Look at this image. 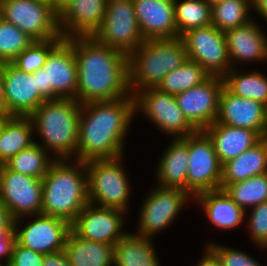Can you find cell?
I'll list each match as a JSON object with an SVG mask.
<instances>
[{"label":"cell","instance_id":"1","mask_svg":"<svg viewBox=\"0 0 267 266\" xmlns=\"http://www.w3.org/2000/svg\"><path fill=\"white\" fill-rule=\"evenodd\" d=\"M71 46L77 60V101L114 100L131 94L128 55L92 36L72 37Z\"/></svg>","mask_w":267,"mask_h":266},{"label":"cell","instance_id":"2","mask_svg":"<svg viewBox=\"0 0 267 266\" xmlns=\"http://www.w3.org/2000/svg\"><path fill=\"white\" fill-rule=\"evenodd\" d=\"M135 115L132 94L81 104L76 160L87 162L123 156L124 137Z\"/></svg>","mask_w":267,"mask_h":266},{"label":"cell","instance_id":"3","mask_svg":"<svg viewBox=\"0 0 267 266\" xmlns=\"http://www.w3.org/2000/svg\"><path fill=\"white\" fill-rule=\"evenodd\" d=\"M68 161L55 158L42 178L41 214L59 217L71 224L89 201L86 162L76 160L73 165Z\"/></svg>","mask_w":267,"mask_h":266},{"label":"cell","instance_id":"4","mask_svg":"<svg viewBox=\"0 0 267 266\" xmlns=\"http://www.w3.org/2000/svg\"><path fill=\"white\" fill-rule=\"evenodd\" d=\"M188 59L181 37L145 40L128 55L129 89L134 96L157 88L167 73Z\"/></svg>","mask_w":267,"mask_h":266},{"label":"cell","instance_id":"5","mask_svg":"<svg viewBox=\"0 0 267 266\" xmlns=\"http://www.w3.org/2000/svg\"><path fill=\"white\" fill-rule=\"evenodd\" d=\"M80 111L81 103L76 99L58 98L46 100L29 116L35 134L43 138L44 149L55 153L57 160L76 155Z\"/></svg>","mask_w":267,"mask_h":266},{"label":"cell","instance_id":"6","mask_svg":"<svg viewBox=\"0 0 267 266\" xmlns=\"http://www.w3.org/2000/svg\"><path fill=\"white\" fill-rule=\"evenodd\" d=\"M121 159L122 156L86 162L89 203L124 212L128 210L130 187L126 172L120 166Z\"/></svg>","mask_w":267,"mask_h":266},{"label":"cell","instance_id":"7","mask_svg":"<svg viewBox=\"0 0 267 266\" xmlns=\"http://www.w3.org/2000/svg\"><path fill=\"white\" fill-rule=\"evenodd\" d=\"M38 89L47 99H76L77 60L71 38H63L48 54L43 68L33 73Z\"/></svg>","mask_w":267,"mask_h":266},{"label":"cell","instance_id":"8","mask_svg":"<svg viewBox=\"0 0 267 266\" xmlns=\"http://www.w3.org/2000/svg\"><path fill=\"white\" fill-rule=\"evenodd\" d=\"M0 17L14 24L35 41L63 39L59 16L44 0H2Z\"/></svg>","mask_w":267,"mask_h":266},{"label":"cell","instance_id":"9","mask_svg":"<svg viewBox=\"0 0 267 266\" xmlns=\"http://www.w3.org/2000/svg\"><path fill=\"white\" fill-rule=\"evenodd\" d=\"M92 37L126 55L142 44L145 39L138 25L133 0H108L104 21Z\"/></svg>","mask_w":267,"mask_h":266},{"label":"cell","instance_id":"10","mask_svg":"<svg viewBox=\"0 0 267 266\" xmlns=\"http://www.w3.org/2000/svg\"><path fill=\"white\" fill-rule=\"evenodd\" d=\"M188 152L187 192L194 199L202 192L219 190L223 165L204 130L188 135Z\"/></svg>","mask_w":267,"mask_h":266},{"label":"cell","instance_id":"11","mask_svg":"<svg viewBox=\"0 0 267 266\" xmlns=\"http://www.w3.org/2000/svg\"><path fill=\"white\" fill-rule=\"evenodd\" d=\"M42 179L23 175L0 165V202L6 207L18 225L25 216L41 214Z\"/></svg>","mask_w":267,"mask_h":266},{"label":"cell","instance_id":"12","mask_svg":"<svg viewBox=\"0 0 267 266\" xmlns=\"http://www.w3.org/2000/svg\"><path fill=\"white\" fill-rule=\"evenodd\" d=\"M188 59L197 62L211 76L223 77L230 69V60L223 31L212 24L187 30L180 36Z\"/></svg>","mask_w":267,"mask_h":266},{"label":"cell","instance_id":"13","mask_svg":"<svg viewBox=\"0 0 267 266\" xmlns=\"http://www.w3.org/2000/svg\"><path fill=\"white\" fill-rule=\"evenodd\" d=\"M135 112L141 111L168 135L184 138L196 129L188 122L178 107L175 95L147 88L134 95Z\"/></svg>","mask_w":267,"mask_h":266},{"label":"cell","instance_id":"14","mask_svg":"<svg viewBox=\"0 0 267 266\" xmlns=\"http://www.w3.org/2000/svg\"><path fill=\"white\" fill-rule=\"evenodd\" d=\"M3 76V112L8 116L29 117L47 99L38 89L37 77L12 62L0 64Z\"/></svg>","mask_w":267,"mask_h":266},{"label":"cell","instance_id":"15","mask_svg":"<svg viewBox=\"0 0 267 266\" xmlns=\"http://www.w3.org/2000/svg\"><path fill=\"white\" fill-rule=\"evenodd\" d=\"M148 195L140 209L136 235L152 238L170 225L191 195L183 189L161 186Z\"/></svg>","mask_w":267,"mask_h":266},{"label":"cell","instance_id":"16","mask_svg":"<svg viewBox=\"0 0 267 266\" xmlns=\"http://www.w3.org/2000/svg\"><path fill=\"white\" fill-rule=\"evenodd\" d=\"M223 87V77L210 76L203 83L175 95L178 107L196 130H204L216 121Z\"/></svg>","mask_w":267,"mask_h":266},{"label":"cell","instance_id":"17","mask_svg":"<svg viewBox=\"0 0 267 266\" xmlns=\"http://www.w3.org/2000/svg\"><path fill=\"white\" fill-rule=\"evenodd\" d=\"M123 213L119 209L88 203L71 223V230L85 240L114 246L128 233L122 228L125 223Z\"/></svg>","mask_w":267,"mask_h":266},{"label":"cell","instance_id":"18","mask_svg":"<svg viewBox=\"0 0 267 266\" xmlns=\"http://www.w3.org/2000/svg\"><path fill=\"white\" fill-rule=\"evenodd\" d=\"M35 217L22 230L14 225L15 240L43 255L64 250L71 224L55 216L38 214Z\"/></svg>","mask_w":267,"mask_h":266},{"label":"cell","instance_id":"19","mask_svg":"<svg viewBox=\"0 0 267 266\" xmlns=\"http://www.w3.org/2000/svg\"><path fill=\"white\" fill-rule=\"evenodd\" d=\"M266 116V105L242 98L223 87L219 98L217 123L233 127L247 128L263 136Z\"/></svg>","mask_w":267,"mask_h":266},{"label":"cell","instance_id":"20","mask_svg":"<svg viewBox=\"0 0 267 266\" xmlns=\"http://www.w3.org/2000/svg\"><path fill=\"white\" fill-rule=\"evenodd\" d=\"M133 7L145 40L177 37L174 0H133Z\"/></svg>","mask_w":267,"mask_h":266},{"label":"cell","instance_id":"21","mask_svg":"<svg viewBox=\"0 0 267 266\" xmlns=\"http://www.w3.org/2000/svg\"><path fill=\"white\" fill-rule=\"evenodd\" d=\"M108 0H74L59 16L63 38L91 37L105 18Z\"/></svg>","mask_w":267,"mask_h":266},{"label":"cell","instance_id":"22","mask_svg":"<svg viewBox=\"0 0 267 266\" xmlns=\"http://www.w3.org/2000/svg\"><path fill=\"white\" fill-rule=\"evenodd\" d=\"M261 30L258 24L251 20L243 26L224 32L232 68L238 62L266 61L267 37Z\"/></svg>","mask_w":267,"mask_h":266},{"label":"cell","instance_id":"23","mask_svg":"<svg viewBox=\"0 0 267 266\" xmlns=\"http://www.w3.org/2000/svg\"><path fill=\"white\" fill-rule=\"evenodd\" d=\"M204 131L211 138L222 165L236 158L262 139L254 130L224 125L216 121Z\"/></svg>","mask_w":267,"mask_h":266},{"label":"cell","instance_id":"24","mask_svg":"<svg viewBox=\"0 0 267 266\" xmlns=\"http://www.w3.org/2000/svg\"><path fill=\"white\" fill-rule=\"evenodd\" d=\"M188 158V135L184 138L175 137L159 161L156 170L158 186L187 191Z\"/></svg>","mask_w":267,"mask_h":266},{"label":"cell","instance_id":"25","mask_svg":"<svg viewBox=\"0 0 267 266\" xmlns=\"http://www.w3.org/2000/svg\"><path fill=\"white\" fill-rule=\"evenodd\" d=\"M267 173V140L262 138L254 146L222 166L220 189L228 184L244 181Z\"/></svg>","mask_w":267,"mask_h":266},{"label":"cell","instance_id":"26","mask_svg":"<svg viewBox=\"0 0 267 266\" xmlns=\"http://www.w3.org/2000/svg\"><path fill=\"white\" fill-rule=\"evenodd\" d=\"M204 209L208 220L220 230L241 225L246 212L222 190L205 191L194 197Z\"/></svg>","mask_w":267,"mask_h":266},{"label":"cell","instance_id":"27","mask_svg":"<svg viewBox=\"0 0 267 266\" xmlns=\"http://www.w3.org/2000/svg\"><path fill=\"white\" fill-rule=\"evenodd\" d=\"M64 252L72 266H113L114 246L88 241L70 230Z\"/></svg>","mask_w":267,"mask_h":266},{"label":"cell","instance_id":"28","mask_svg":"<svg viewBox=\"0 0 267 266\" xmlns=\"http://www.w3.org/2000/svg\"><path fill=\"white\" fill-rule=\"evenodd\" d=\"M152 238L127 233L114 245L115 266H160Z\"/></svg>","mask_w":267,"mask_h":266},{"label":"cell","instance_id":"29","mask_svg":"<svg viewBox=\"0 0 267 266\" xmlns=\"http://www.w3.org/2000/svg\"><path fill=\"white\" fill-rule=\"evenodd\" d=\"M33 132V123L29 117L10 116L4 122L0 134V165L34 144L31 138Z\"/></svg>","mask_w":267,"mask_h":266},{"label":"cell","instance_id":"30","mask_svg":"<svg viewBox=\"0 0 267 266\" xmlns=\"http://www.w3.org/2000/svg\"><path fill=\"white\" fill-rule=\"evenodd\" d=\"M223 80L224 86L233 94L267 106V77L261 72L240 73L233 67L223 76Z\"/></svg>","mask_w":267,"mask_h":266},{"label":"cell","instance_id":"31","mask_svg":"<svg viewBox=\"0 0 267 266\" xmlns=\"http://www.w3.org/2000/svg\"><path fill=\"white\" fill-rule=\"evenodd\" d=\"M42 143L35 142L30 147L21 150L4 164L15 172L42 179L48 172L49 166L55 160L49 158Z\"/></svg>","mask_w":267,"mask_h":266},{"label":"cell","instance_id":"32","mask_svg":"<svg viewBox=\"0 0 267 266\" xmlns=\"http://www.w3.org/2000/svg\"><path fill=\"white\" fill-rule=\"evenodd\" d=\"M210 76L197 62L187 59L180 67L167 73L157 88L162 92L177 95L203 83Z\"/></svg>","mask_w":267,"mask_h":266},{"label":"cell","instance_id":"33","mask_svg":"<svg viewBox=\"0 0 267 266\" xmlns=\"http://www.w3.org/2000/svg\"><path fill=\"white\" fill-rule=\"evenodd\" d=\"M174 14L180 37L189 29L211 25L212 6L205 0H174Z\"/></svg>","mask_w":267,"mask_h":266},{"label":"cell","instance_id":"34","mask_svg":"<svg viewBox=\"0 0 267 266\" xmlns=\"http://www.w3.org/2000/svg\"><path fill=\"white\" fill-rule=\"evenodd\" d=\"M250 0H224L212 6L211 24L225 32L251 21L249 9Z\"/></svg>","mask_w":267,"mask_h":266},{"label":"cell","instance_id":"35","mask_svg":"<svg viewBox=\"0 0 267 266\" xmlns=\"http://www.w3.org/2000/svg\"><path fill=\"white\" fill-rule=\"evenodd\" d=\"M223 190L246 212L249 207L267 201V173L228 184Z\"/></svg>","mask_w":267,"mask_h":266},{"label":"cell","instance_id":"36","mask_svg":"<svg viewBox=\"0 0 267 266\" xmlns=\"http://www.w3.org/2000/svg\"><path fill=\"white\" fill-rule=\"evenodd\" d=\"M35 40L0 17V64L12 62Z\"/></svg>","mask_w":267,"mask_h":266},{"label":"cell","instance_id":"37","mask_svg":"<svg viewBox=\"0 0 267 266\" xmlns=\"http://www.w3.org/2000/svg\"><path fill=\"white\" fill-rule=\"evenodd\" d=\"M62 39H50L46 41H34L28 48L22 51L12 63L20 70L34 73L43 68L49 52Z\"/></svg>","mask_w":267,"mask_h":266},{"label":"cell","instance_id":"38","mask_svg":"<svg viewBox=\"0 0 267 266\" xmlns=\"http://www.w3.org/2000/svg\"><path fill=\"white\" fill-rule=\"evenodd\" d=\"M249 217V230L252 241L262 249L267 248V201L252 207Z\"/></svg>","mask_w":267,"mask_h":266},{"label":"cell","instance_id":"39","mask_svg":"<svg viewBox=\"0 0 267 266\" xmlns=\"http://www.w3.org/2000/svg\"><path fill=\"white\" fill-rule=\"evenodd\" d=\"M208 246L218 255L222 266H260L253 257L243 253L241 250H235L231 247H224L215 243H208Z\"/></svg>","mask_w":267,"mask_h":266},{"label":"cell","instance_id":"40","mask_svg":"<svg viewBox=\"0 0 267 266\" xmlns=\"http://www.w3.org/2000/svg\"><path fill=\"white\" fill-rule=\"evenodd\" d=\"M44 255L20 245L16 240L12 247V266H42Z\"/></svg>","mask_w":267,"mask_h":266},{"label":"cell","instance_id":"41","mask_svg":"<svg viewBox=\"0 0 267 266\" xmlns=\"http://www.w3.org/2000/svg\"><path fill=\"white\" fill-rule=\"evenodd\" d=\"M42 266H72L64 252L57 251L54 253L45 254L43 257Z\"/></svg>","mask_w":267,"mask_h":266},{"label":"cell","instance_id":"42","mask_svg":"<svg viewBox=\"0 0 267 266\" xmlns=\"http://www.w3.org/2000/svg\"><path fill=\"white\" fill-rule=\"evenodd\" d=\"M14 221L11 213L0 202V232H14Z\"/></svg>","mask_w":267,"mask_h":266},{"label":"cell","instance_id":"43","mask_svg":"<svg viewBox=\"0 0 267 266\" xmlns=\"http://www.w3.org/2000/svg\"><path fill=\"white\" fill-rule=\"evenodd\" d=\"M205 256H202L197 266H222L218 255L207 245Z\"/></svg>","mask_w":267,"mask_h":266},{"label":"cell","instance_id":"44","mask_svg":"<svg viewBox=\"0 0 267 266\" xmlns=\"http://www.w3.org/2000/svg\"><path fill=\"white\" fill-rule=\"evenodd\" d=\"M15 240H0V259L5 257L4 263H9L11 260L12 247Z\"/></svg>","mask_w":267,"mask_h":266},{"label":"cell","instance_id":"45","mask_svg":"<svg viewBox=\"0 0 267 266\" xmlns=\"http://www.w3.org/2000/svg\"><path fill=\"white\" fill-rule=\"evenodd\" d=\"M74 0H50V4L54 12L60 16Z\"/></svg>","mask_w":267,"mask_h":266},{"label":"cell","instance_id":"46","mask_svg":"<svg viewBox=\"0 0 267 266\" xmlns=\"http://www.w3.org/2000/svg\"><path fill=\"white\" fill-rule=\"evenodd\" d=\"M252 6L267 21V0H252Z\"/></svg>","mask_w":267,"mask_h":266},{"label":"cell","instance_id":"47","mask_svg":"<svg viewBox=\"0 0 267 266\" xmlns=\"http://www.w3.org/2000/svg\"><path fill=\"white\" fill-rule=\"evenodd\" d=\"M0 240H15L14 232H0Z\"/></svg>","mask_w":267,"mask_h":266},{"label":"cell","instance_id":"48","mask_svg":"<svg viewBox=\"0 0 267 266\" xmlns=\"http://www.w3.org/2000/svg\"><path fill=\"white\" fill-rule=\"evenodd\" d=\"M0 108L3 110V76L0 70Z\"/></svg>","mask_w":267,"mask_h":266},{"label":"cell","instance_id":"49","mask_svg":"<svg viewBox=\"0 0 267 266\" xmlns=\"http://www.w3.org/2000/svg\"><path fill=\"white\" fill-rule=\"evenodd\" d=\"M262 138L267 140V106H266L265 126Z\"/></svg>","mask_w":267,"mask_h":266},{"label":"cell","instance_id":"50","mask_svg":"<svg viewBox=\"0 0 267 266\" xmlns=\"http://www.w3.org/2000/svg\"><path fill=\"white\" fill-rule=\"evenodd\" d=\"M10 116L4 114L1 118H0V134H1V131H2V127L4 125V122L9 118Z\"/></svg>","mask_w":267,"mask_h":266},{"label":"cell","instance_id":"51","mask_svg":"<svg viewBox=\"0 0 267 266\" xmlns=\"http://www.w3.org/2000/svg\"><path fill=\"white\" fill-rule=\"evenodd\" d=\"M209 5L213 6L214 4L224 1V0H205Z\"/></svg>","mask_w":267,"mask_h":266},{"label":"cell","instance_id":"52","mask_svg":"<svg viewBox=\"0 0 267 266\" xmlns=\"http://www.w3.org/2000/svg\"><path fill=\"white\" fill-rule=\"evenodd\" d=\"M4 115L3 110L0 108V118Z\"/></svg>","mask_w":267,"mask_h":266},{"label":"cell","instance_id":"53","mask_svg":"<svg viewBox=\"0 0 267 266\" xmlns=\"http://www.w3.org/2000/svg\"><path fill=\"white\" fill-rule=\"evenodd\" d=\"M7 264H8V263H6V264H2V263L0 262V266H7Z\"/></svg>","mask_w":267,"mask_h":266}]
</instances>
